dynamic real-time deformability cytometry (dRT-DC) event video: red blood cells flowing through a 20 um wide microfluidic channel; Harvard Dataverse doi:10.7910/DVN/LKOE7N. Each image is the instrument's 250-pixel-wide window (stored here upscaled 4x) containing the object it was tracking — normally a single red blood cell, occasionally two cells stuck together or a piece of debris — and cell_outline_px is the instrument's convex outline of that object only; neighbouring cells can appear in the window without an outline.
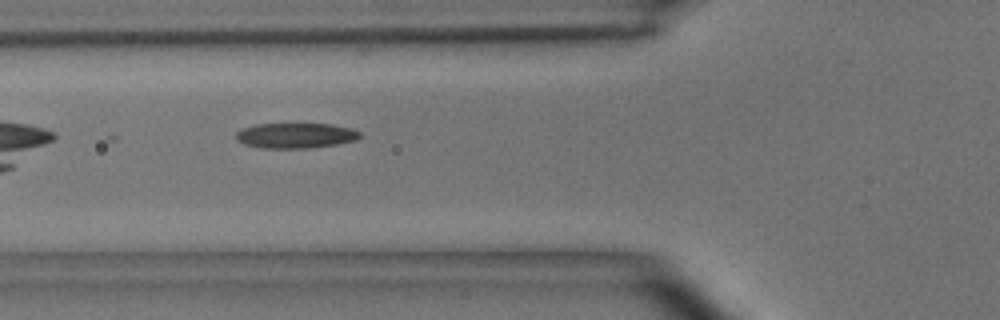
{"species": "common noctule bat (a hibernating species)", "species_latin": "Nyctalus noctula", "temperature_condition": "room temperature", "stored_images_in_passage": 6, "camera_frame_rate_fps": 3000, "um_per_image_px": 0.085, "animal": {"sex": "male", "body_mass_g": 15.6}, "frame": {"image": 1, "passage_image": 5, "time_ms": 4.667, "image_size_px": [1000, 320], "cell_outline_px": [[364, 136], [356, 140], [336, 144], [308, 148], [260, 148], [244, 144], [236, 140], [236, 132], [240, 128], [256, 124], [332, 124], [352, 128], [360, 132]], "centroid_in_image_um": [25.13, 11.52], "position_along_channel_um": 100.7, "area_um2": 18.44}}